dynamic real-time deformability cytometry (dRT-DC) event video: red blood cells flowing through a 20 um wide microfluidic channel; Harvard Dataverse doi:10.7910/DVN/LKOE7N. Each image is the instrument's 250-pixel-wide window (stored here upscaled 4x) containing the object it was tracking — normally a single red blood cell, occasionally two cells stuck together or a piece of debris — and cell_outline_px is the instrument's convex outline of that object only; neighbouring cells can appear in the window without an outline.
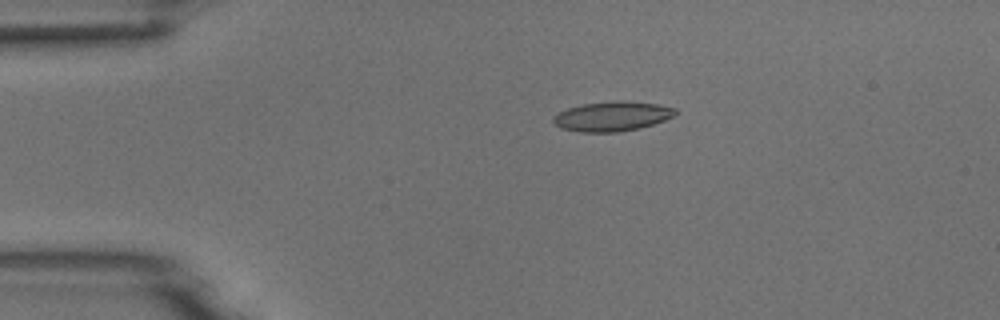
{"species": "common noctule bat (a hibernating species)", "species_latin": "Nyctalus noctula", "temperature_condition": "room temperature", "stored_images_in_passage": 4, "camera_frame_rate_fps": 3000, "um_per_image_px": 0.085, "animal": {"sex": "male", "body_mass_g": 18.8}, "frame": {"image": 1, "passage_image": 3, "time_ms": 2.333, "image_size_px": [1000, 320], "cell_outline_px": [[676, 112], [672, 116], [664, 120], [640, 128], [616, 132], [580, 132], [560, 128], [552, 120], [552, 116], [568, 108], [580, 104], [616, 100], [624, 100], [656, 104], [676, 108]], "centroid_in_image_um": [52.0, 9.88], "position_along_channel_um": 33.0, "area_um2": 21.1}}